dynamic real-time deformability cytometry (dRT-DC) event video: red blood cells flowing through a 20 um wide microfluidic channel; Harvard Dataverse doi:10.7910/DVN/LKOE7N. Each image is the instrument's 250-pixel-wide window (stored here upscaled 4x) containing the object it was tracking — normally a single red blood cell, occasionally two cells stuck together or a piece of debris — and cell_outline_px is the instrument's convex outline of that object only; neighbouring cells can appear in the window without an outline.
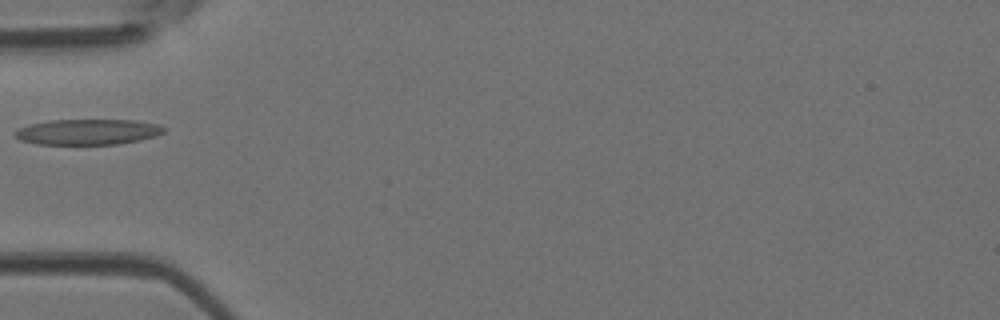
{"species": "Egyptian fruit bat (a non-hibernating species)", "species_latin": "Rousettus aegyptiacus", "temperature_condition": "room temperature", "stored_images_in_passage": 4, "camera_frame_rate_fps": 3000, "um_per_image_px": 0.085, "animal": {"sex": "female"}, "frame": {"image": 1, "passage_image": 4, "time_ms": 1.0, "image_size_px": [1000, 320], "cell_outline_px": [[168, 128], [164, 132], [156, 136], [140, 140], [120, 144], [36, 144], [20, 140], [12, 132], [28, 124], [52, 120], [132, 120], [156, 124]], "centroid_in_image_um": [7.46, 11.21], "position_along_channel_um": 77.5, "area_um2": 22.25}}